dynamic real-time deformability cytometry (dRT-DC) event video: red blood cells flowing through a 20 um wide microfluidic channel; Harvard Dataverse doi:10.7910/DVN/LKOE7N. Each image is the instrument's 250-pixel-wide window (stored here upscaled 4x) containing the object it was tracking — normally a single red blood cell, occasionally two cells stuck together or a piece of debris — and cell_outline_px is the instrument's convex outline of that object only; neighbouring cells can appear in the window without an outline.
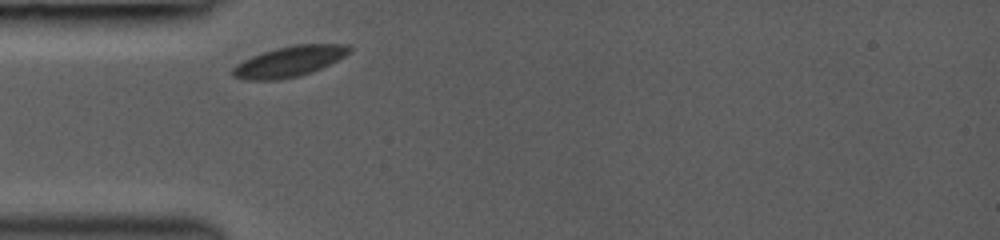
{"species": "common noctule bat (a hibernating species)", "species_latin": "Nyctalus noctula", "temperature_condition": "room temperature", "stored_images_in_passage": 2, "camera_frame_rate_fps": 3000, "um_per_image_px": 0.085, "animal": {"sex": "female", "body_mass_g": 19.0, "forearm_length_mm": 53.3}, "frame": {"image": 1, "passage_image": 1, "time_ms": 0.0, "image_size_px": [1000, 240], "cell_outline_px": [[352, 48], [344, 56], [312, 72], [300, 76], [276, 80], [244, 80], [232, 76], [232, 68], [236, 64], [252, 56], [276, 48], [296, 44], [348, 44]], "centroid_in_image_um": [24.56, 5.23], "position_along_channel_um": 60.4, "area_um2": 20.63}}